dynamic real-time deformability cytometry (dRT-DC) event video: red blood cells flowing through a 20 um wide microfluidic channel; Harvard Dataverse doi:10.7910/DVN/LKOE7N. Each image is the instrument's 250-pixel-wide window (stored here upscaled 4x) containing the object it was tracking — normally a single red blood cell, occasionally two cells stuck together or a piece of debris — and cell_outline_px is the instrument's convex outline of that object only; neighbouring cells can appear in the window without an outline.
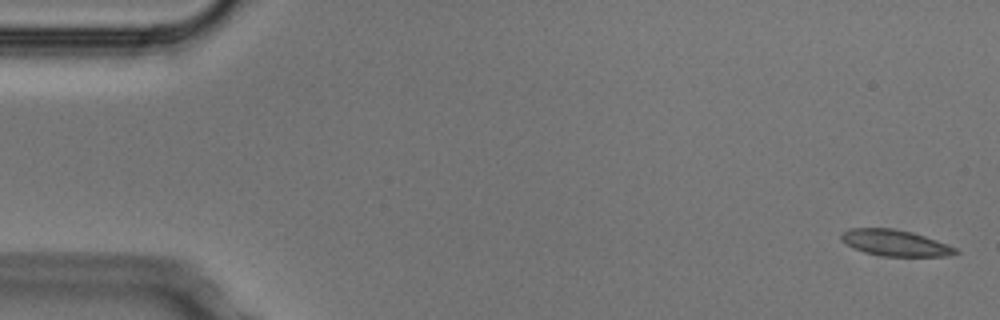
{"species": "Egyptian fruit bat (a non-hibernating species)", "species_latin": "Rousettus aegyptiacus", "temperature_condition": "cold", "stored_images_in_passage": 4, "camera_frame_rate_fps": 3000, "um_per_image_px": 0.085, "animal": {"sex": "male"}, "frame": {"image": 1, "passage_image": 1, "time_ms": 0.0, "image_size_px": [1000, 320], "cell_outline_px": [[960, 252], [944, 256], [880, 256], [864, 252], [852, 248], [840, 240], [840, 232], [848, 228], [892, 228], [912, 232], [936, 240], [956, 248]], "centroid_in_image_um": [76.0, 20.64], "position_along_channel_um": 9.0, "area_um2": 17.51}}
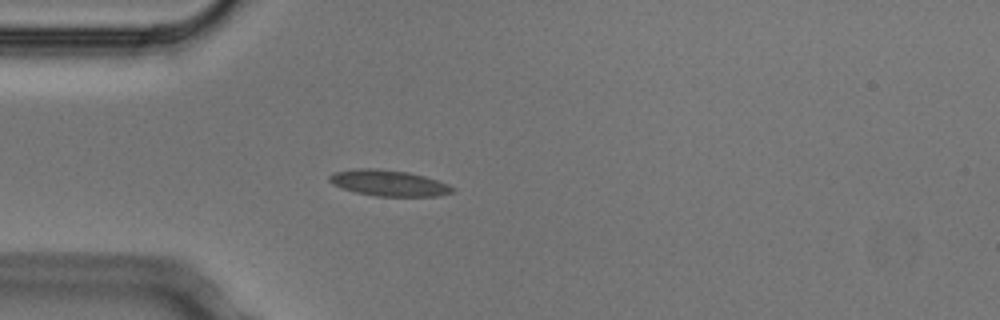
{"frame": {"image": 2, "passage_image": 4, "time_ms": 1.0, "image_size_px": [1000, 320], "cell_outline_px": [[456, 188], [452, 192], [436, 196], [376, 196], [356, 192], [332, 184], [328, 180], [328, 176], [332, 172], [356, 168], [376, 168], [408, 172], [424, 176], [448, 184]], "centroid_in_image_um": [33.01, 15.54], "position_along_channel_um": 52.0, "area_um2": 18.61}}